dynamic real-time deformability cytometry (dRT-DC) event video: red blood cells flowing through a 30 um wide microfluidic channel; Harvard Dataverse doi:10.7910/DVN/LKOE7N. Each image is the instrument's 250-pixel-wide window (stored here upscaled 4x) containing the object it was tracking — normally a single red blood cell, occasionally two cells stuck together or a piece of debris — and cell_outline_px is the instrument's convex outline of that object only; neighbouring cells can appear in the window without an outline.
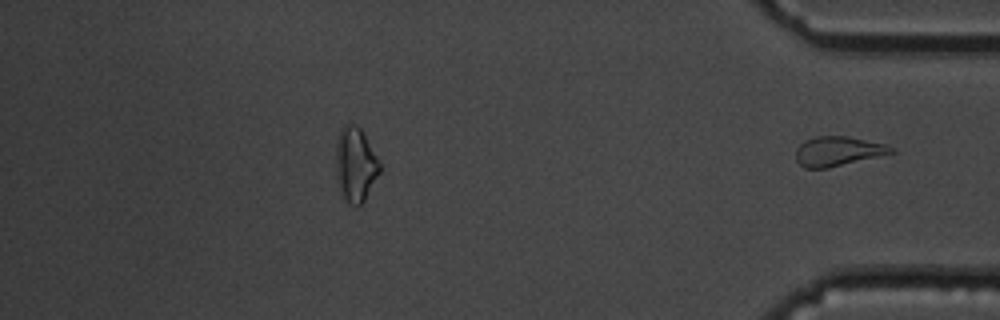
{"species": "common noctule bat (a hibernating species)", "species_latin": "Nyctalus noctula", "temperature_condition": "cold", "stored_images_in_passage": 49, "segment_of_instrument_passage": [2, 2], "camera_frame_rate_fps": 3000, "um_per_image_px": 0.085, "animal": {"sex": "male", "body_mass_g": 19.5, "forearm_length_mm": 54.6}, "frame": {"image": 1, "passage_image": 49, "time_ms": 16.0, "image_size_px": [1000, 320], "cell_outline_px": [[896, 152], [828, 168], [804, 168], [796, 160], [796, 148], [804, 140], [816, 136], [848, 136], [884, 144], [896, 148]], "centroid_in_image_um": [71.22, 12.85], "position_along_channel_um": 364.0, "area_um2": 16.42}}